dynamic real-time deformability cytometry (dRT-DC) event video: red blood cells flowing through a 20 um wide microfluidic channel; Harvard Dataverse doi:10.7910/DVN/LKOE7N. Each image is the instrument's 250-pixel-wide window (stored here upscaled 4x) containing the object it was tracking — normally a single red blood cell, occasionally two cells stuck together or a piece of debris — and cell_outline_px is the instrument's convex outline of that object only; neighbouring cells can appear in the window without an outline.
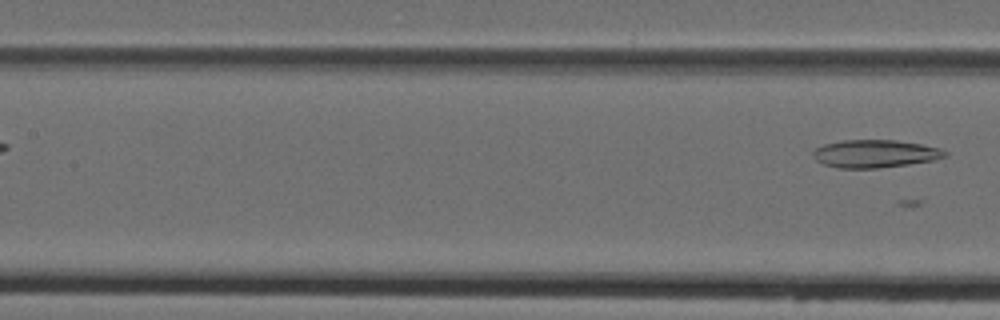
{"species": "Egyptian fruit bat (a non-hibernating species)", "species_latin": "Rousettus aegyptiacus", "temperature_condition": "cold", "stored_images_in_passage": 8, "camera_frame_rate_fps": 3000, "um_per_image_px": 0.085, "animal": {"sex": "female"}, "frame": {"image": 1, "passage_image": 8, "time_ms": 9.667, "image_size_px": [1000, 320], "cell_outline_px": [[948, 156], [932, 160], [908, 164], [876, 168], [840, 168], [824, 164], [816, 160], [812, 156], [812, 152], [816, 148], [824, 144], [844, 140], [896, 140], [920, 144], [940, 148], [948, 152]], "centroid_in_image_um": [74.37, 13.06], "position_along_channel_um": 133.0, "area_um2": 21.27}}